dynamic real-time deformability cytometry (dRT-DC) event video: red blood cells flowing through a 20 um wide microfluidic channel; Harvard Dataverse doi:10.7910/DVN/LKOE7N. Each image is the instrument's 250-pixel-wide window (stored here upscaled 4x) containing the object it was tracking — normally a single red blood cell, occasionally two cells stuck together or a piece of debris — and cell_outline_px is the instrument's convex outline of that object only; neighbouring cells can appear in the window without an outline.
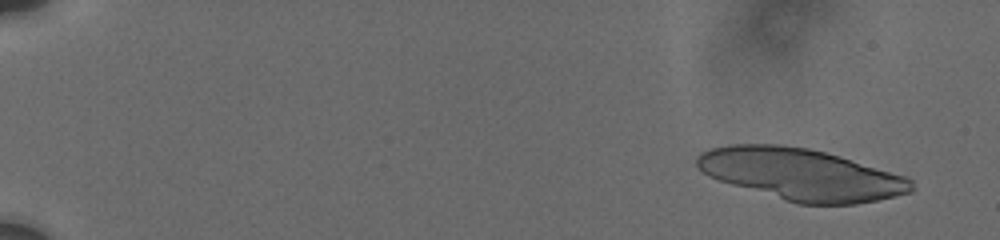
{"species": "human", "species_latin": "Homo sapiens", "temperature_condition": "cold", "stored_images_in_passage": 23, "segment_of_instrument_passage": [1, 2], "camera_frame_rate_fps": 3000, "um_per_image_px": 0.085, "donor": {"sex": "male"}, "frame": {"image": 1, "passage_image": 3, "time_ms": 1.0, "image_size_px": [1000, 240], "cell_outline_px": [[912, 192], [876, 200], [856, 204], [796, 204], [732, 184], [708, 176], [696, 168], [696, 156], [700, 152], [712, 148], [728, 144], [780, 144], [808, 148], [840, 156], [908, 176], [912, 180]], "centroid_in_image_um": [68.08, 14.81], "position_along_channel_um": 16.9, "area_um2": 64.62}}